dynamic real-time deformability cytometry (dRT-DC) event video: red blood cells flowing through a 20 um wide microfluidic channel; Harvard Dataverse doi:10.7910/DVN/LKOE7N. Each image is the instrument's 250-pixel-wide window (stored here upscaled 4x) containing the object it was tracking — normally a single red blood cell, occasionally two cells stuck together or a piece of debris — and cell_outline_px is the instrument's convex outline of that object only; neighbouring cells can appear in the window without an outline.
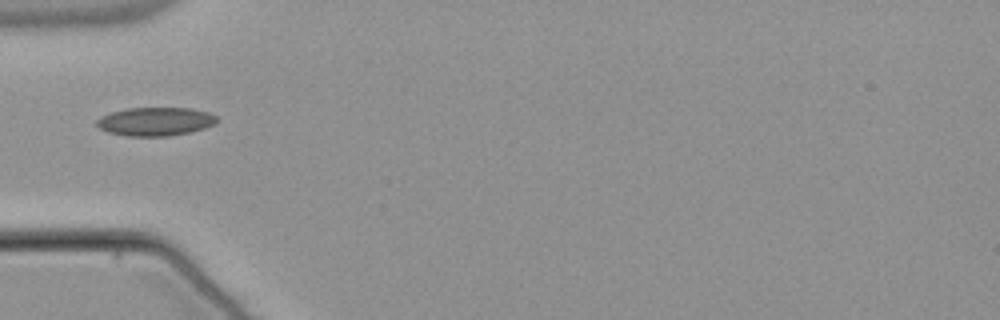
{"species": "common noctule bat (a hibernating species)", "species_latin": "Nyctalus noctula", "temperature_condition": "warm", "stored_images_in_passage": 37, "camera_frame_rate_fps": 3000, "um_per_image_px": 0.085, "animal": {"sex": "male", "body_mass_g": 21.5, "forearm_length_mm": 52.0}, "frame": {"image": 1, "passage_image": 1, "time_ms": 0.0, "image_size_px": [1000, 320], "cell_outline_px": [[216, 124], [204, 128], [188, 132], [168, 136], [128, 136], [108, 132], [100, 128], [96, 124], [96, 120], [100, 116], [112, 112], [128, 108], [192, 108], [208, 112], [216, 116]], "centroid_in_image_um": [13.2, 10.32], "position_along_channel_um": 71.8, "area_um2": 19.88}}
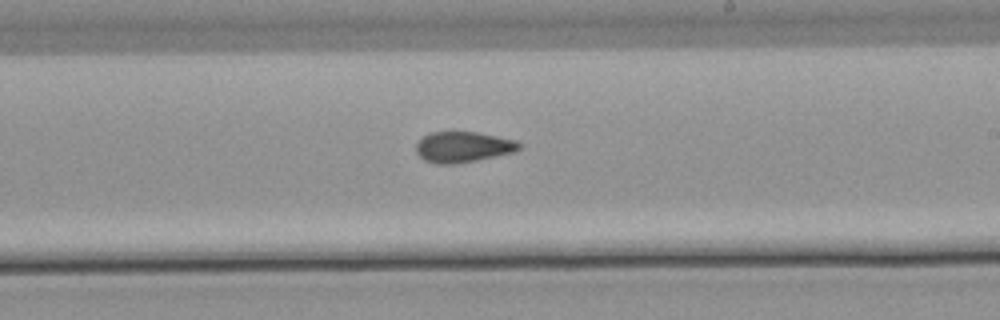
{"frame": {"image": 2, "passage_image": 15, "time_ms": 4.667, "image_size_px": [1000, 320], "cell_outline_px": [[520, 148], [512, 152], [476, 160], [452, 164], [436, 164], [424, 160], [416, 152], [416, 144], [428, 132], [476, 132], [516, 140], [520, 144]], "centroid_in_image_um": [39.32, 12.49], "position_along_channel_um": 249.7, "area_um2": 18.21}}
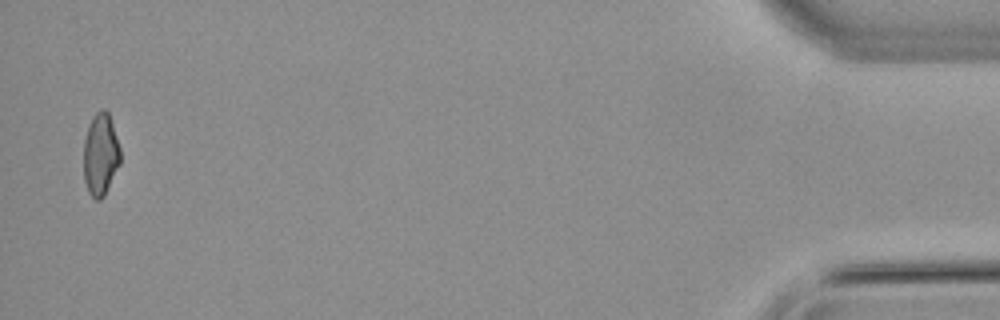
{"frame": {"image": 3, "passage_image": 36, "time_ms": 11.667, "image_size_px": [1000, 320], "cell_outline_px": [[120, 164], [104, 196], [100, 200], [96, 200], [88, 192], [84, 180], [84, 140], [92, 116], [100, 108], [104, 108], [108, 112], [120, 148]], "centroid_in_image_um": [8.54, 13.13], "position_along_channel_um": 426.7, "area_um2": 17.57}, "authors_computed_cell_mechanics": {"area_um2": 18.3804, "velocity_mm_per_s": 3.8074, "shape_relaxation_time_tau1_ms": null, "shape_relaxation_time_tau2_ms": 2.4379, "deformation_change_tau1": null, "deformation_change_tau2": 0.0791}}